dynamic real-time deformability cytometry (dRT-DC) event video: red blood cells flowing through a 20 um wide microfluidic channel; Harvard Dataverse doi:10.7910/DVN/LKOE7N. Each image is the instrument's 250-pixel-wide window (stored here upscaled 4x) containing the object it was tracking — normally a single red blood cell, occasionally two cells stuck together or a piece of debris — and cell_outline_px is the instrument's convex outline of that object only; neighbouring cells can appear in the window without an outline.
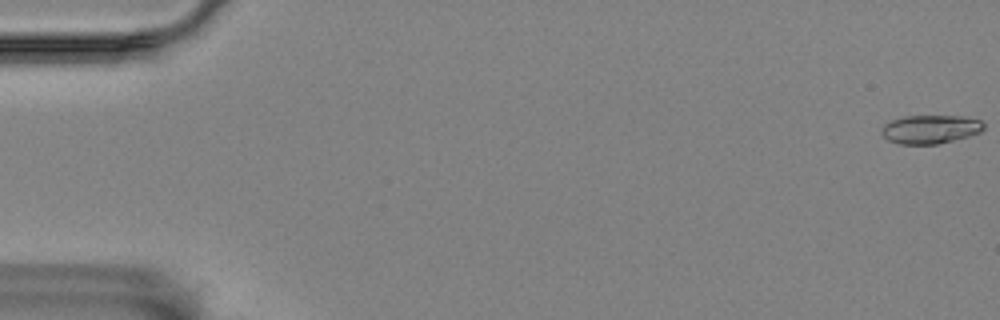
{"species": "Egyptian fruit bat (a non-hibernating species)", "species_latin": "Rousettus aegyptiacus", "temperature_condition": "room temperature", "stored_images_in_passage": 16, "camera_frame_rate_fps": 3000, "um_per_image_px": 0.085, "animal": {"sex": "female"}, "frame": {"image": 1, "passage_image": 1, "time_ms": 0.0, "image_size_px": [1000, 320], "cell_outline_px": [[984, 128], [980, 132], [968, 136], [936, 144], [900, 144], [888, 140], [880, 132], [884, 124], [892, 120], [904, 116], [960, 116], [980, 120], [984, 124]], "centroid_in_image_um": [79.06, 10.98], "position_along_channel_um": 5.9, "area_um2": 16.88}}
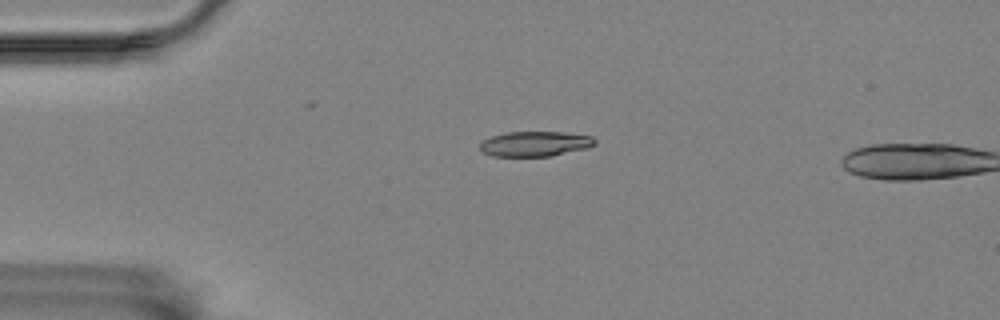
{"frame": {"image": 2, "passage_image": 14, "time_ms": 4.333, "image_size_px": [1000, 320], "cell_outline_px": [[596, 144], [584, 148], [552, 156], [492, 156], [484, 152], [480, 148], [480, 144], [484, 140], [492, 136], [508, 132], [564, 132], [592, 136], [596, 140]], "centroid_in_image_um": [45.49, 12.22], "position_along_channel_um": 39.5, "area_um2": 16.59}}